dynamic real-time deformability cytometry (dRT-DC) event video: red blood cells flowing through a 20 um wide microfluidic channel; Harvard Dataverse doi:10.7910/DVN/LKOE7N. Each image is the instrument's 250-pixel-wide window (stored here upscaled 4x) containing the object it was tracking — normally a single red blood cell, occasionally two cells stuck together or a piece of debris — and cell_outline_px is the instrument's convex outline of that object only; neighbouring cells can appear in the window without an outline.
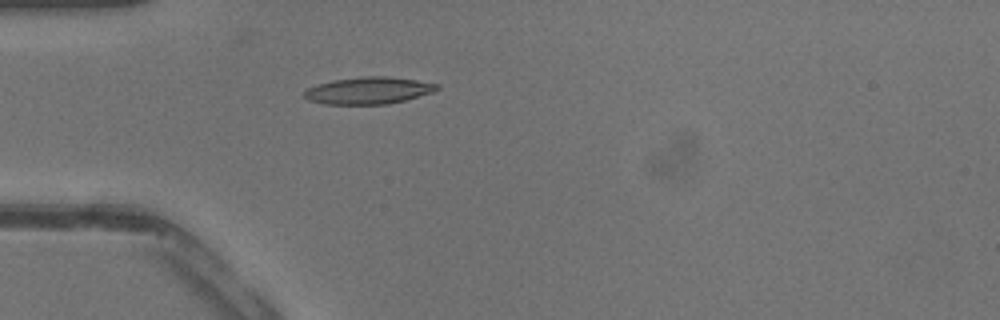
{"species": "common noctule bat (a hibernating species)", "species_latin": "Nyctalus noctula", "temperature_condition": "warm", "stored_images_in_passage": 30, "camera_frame_rate_fps": 3000, "um_per_image_px": 0.085, "animal": {"sex": "male", "body_mass_g": 13.3}, "frame": {"image": 1, "passage_image": 1, "time_ms": 0.0, "image_size_px": [1000, 320], "cell_outline_px": [[440, 88], [432, 92], [404, 100], [388, 104], [324, 104], [308, 100], [304, 96], [304, 92], [308, 88], [332, 80], [364, 76], [388, 76], [416, 80], [440, 84]], "centroid_in_image_um": [31.33, 7.69], "position_along_channel_um": 53.7, "area_um2": 20.75}}
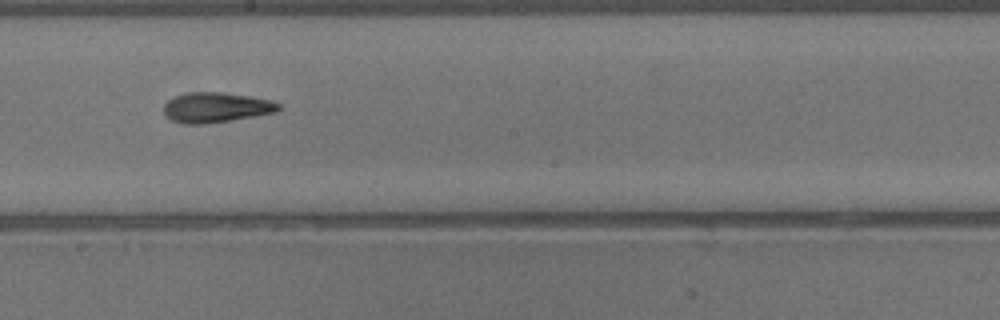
{"frame": {"image": 2, "passage_image": 12, "time_ms": 3.667, "image_size_px": [1000, 320], "cell_outline_px": [[284, 108], [276, 112], [204, 124], [180, 124], [172, 120], [164, 112], [164, 104], [168, 100], [184, 92], [220, 92], [248, 96], [272, 100], [280, 104]], "centroid_in_image_um": [18.37, 9.12], "position_along_channel_um": 229.8, "area_um2": 20.06}}
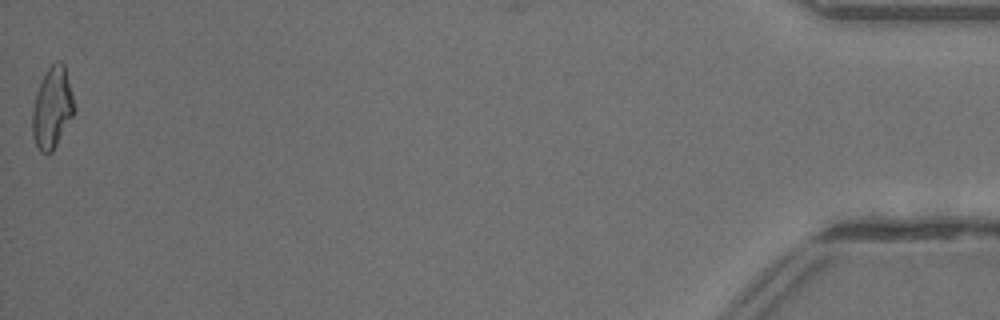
{"frame": {"image": 3, "passage_image": 30, "time_ms": 9.667, "image_size_px": [1000, 320], "cell_outline_px": [[72, 116], [52, 152], [40, 152], [32, 136], [32, 112], [36, 92], [48, 68], [56, 60], [60, 60], [64, 64], [72, 96]], "centroid_in_image_um": [4.4, 9.16], "position_along_channel_um": 430.8, "area_um2": 19.13}}